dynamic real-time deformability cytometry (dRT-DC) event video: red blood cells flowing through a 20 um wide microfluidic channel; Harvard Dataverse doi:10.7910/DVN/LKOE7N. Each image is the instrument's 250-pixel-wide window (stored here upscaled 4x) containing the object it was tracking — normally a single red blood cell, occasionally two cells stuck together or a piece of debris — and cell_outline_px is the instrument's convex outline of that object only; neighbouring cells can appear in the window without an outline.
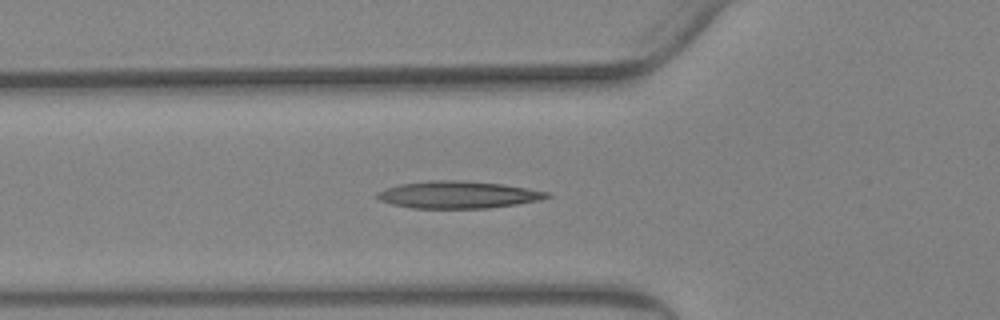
{"species": "Egyptian fruit bat (a non-hibernating species)", "species_latin": "Rousettus aegyptiacus", "temperature_condition": "warm", "stored_images_in_passage": 57, "camera_frame_rate_fps": 3000, "um_per_image_px": 0.085, "animal": {"sex": "female"}, "frame": {"image": 1, "passage_image": 20, "time_ms": 6.333, "image_size_px": [1000, 320], "cell_outline_px": [[552, 196], [540, 200], [516, 204], [488, 208], [412, 208], [392, 204], [380, 200], [376, 196], [376, 192], [400, 184], [428, 180], [456, 180], [504, 184], [528, 188], [548, 192]], "centroid_in_image_um": [38.94, 16.55], "position_along_channel_um": 86.9, "area_um2": 26.82}}
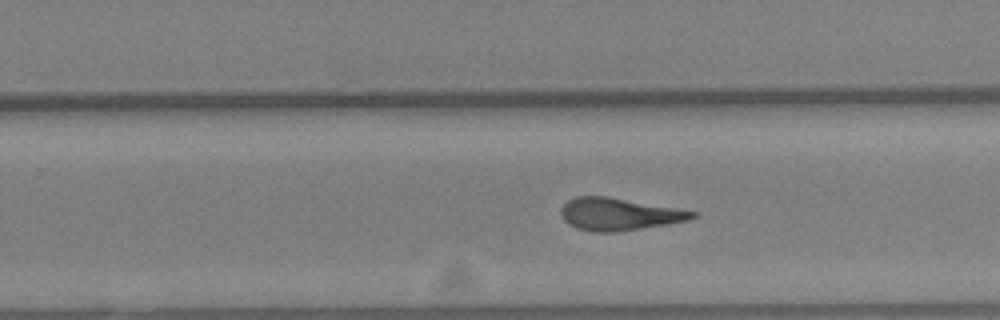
{"frame": {"image": 2, "passage_image": 36, "time_ms": 11.667, "image_size_px": [1000, 320], "cell_outline_px": [[696, 216], [688, 220], [616, 232], [592, 232], [576, 228], [568, 224], [564, 220], [560, 212], [560, 208], [568, 200], [576, 196], [608, 196], [696, 212]], "centroid_in_image_um": [52.53, 18.2], "position_along_channel_um": 277.3, "area_um2": 24.45}}
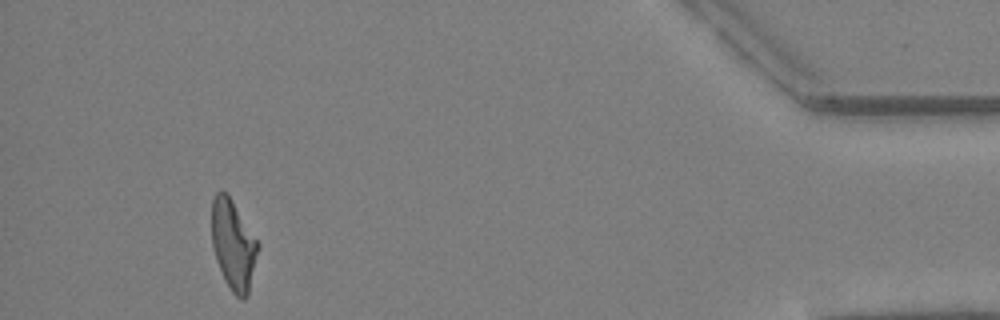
{"frame": {"image": 3, "passage_image": 53, "time_ms": 17.333, "image_size_px": [1000, 320], "cell_outline_px": [[260, 248], [248, 296], [244, 300], [236, 296], [232, 292], [224, 280], [216, 260], [212, 248], [212, 200], [216, 192], [220, 188], [228, 196], [260, 244]], "centroid_in_image_um": [19.84, 20.87], "position_along_channel_um": 415.4, "area_um2": 24.28}, "authors_computed_cell_mechanics": {"area_um2": 25.143, "velocity_mm_per_s": 3.582, "shape_relaxation_time_tau1_ms": null, "shape_relaxation_time_tau2_ms": 2.7716, "deformation_change_tau1": null, "deformation_change_tau2": 0.1361}}